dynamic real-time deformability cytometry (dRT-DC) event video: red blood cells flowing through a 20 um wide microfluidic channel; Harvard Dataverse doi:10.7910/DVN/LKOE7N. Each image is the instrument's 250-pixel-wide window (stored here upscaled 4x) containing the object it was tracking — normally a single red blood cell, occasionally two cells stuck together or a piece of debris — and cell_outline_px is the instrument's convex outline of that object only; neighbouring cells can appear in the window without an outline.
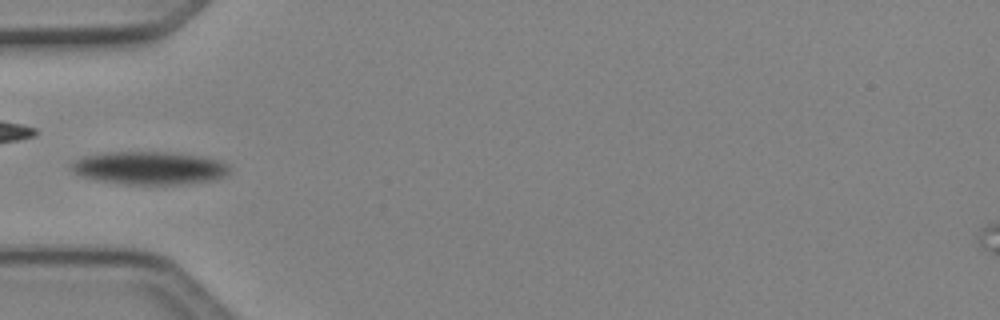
{"species": "Egyptian fruit bat (a non-hibernating species)", "species_latin": "Rousettus aegyptiacus", "temperature_condition": "cold", "stored_images_in_passage": 9, "camera_frame_rate_fps": 3000, "um_per_image_px": 0.085, "animal": {"sex": "female"}, "frame": {"image": 1, "passage_image": 4, "time_ms": 1.0, "image_size_px": [1000, 320], "cell_outline_px": [[232, 172], [216, 180], [192, 184], [124, 184], [96, 180], [80, 176], [72, 172], [68, 168], [68, 164], [72, 160], [80, 156], [108, 152], [172, 152], [200, 156], [220, 160], [228, 164]], "centroid_in_image_um": [12.67, 14.28], "position_along_channel_um": 72.3, "area_um2": 31.21}}
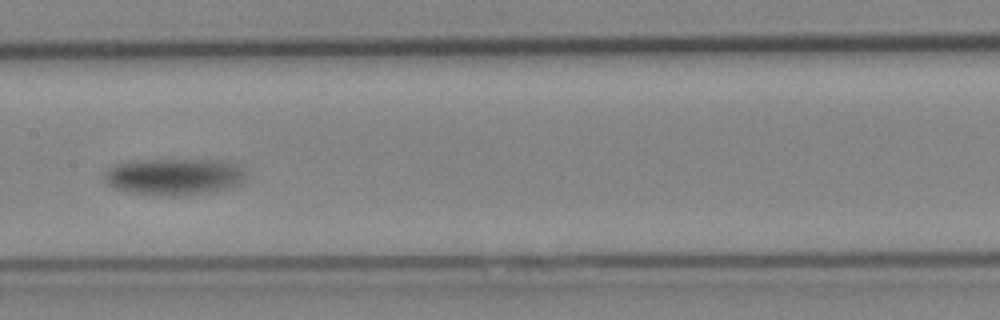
{"frame": {"image": 2, "passage_image": 7, "time_ms": 2.0, "image_size_px": [1000, 320], "cell_outline_px": [[244, 184], [228, 188], [188, 196], [168, 196], [132, 192], [112, 188], [108, 184], [108, 172], [116, 164], [132, 160], [220, 160], [232, 164], [240, 168], [244, 172]], "centroid_in_image_um": [14.85, 15.03], "position_along_channel_um": 192.5, "area_um2": 29.88}}
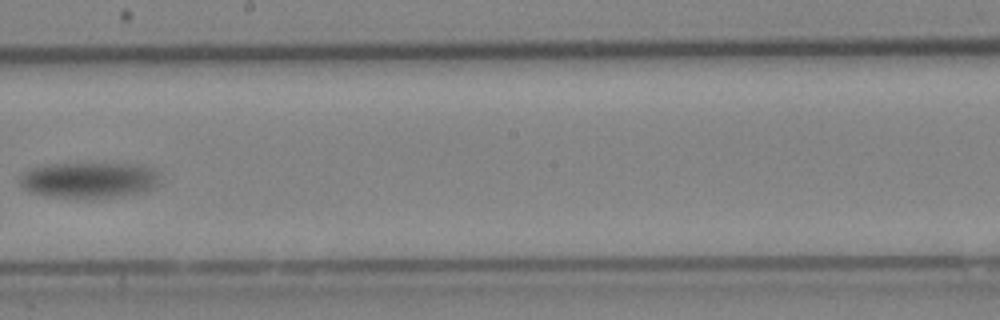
{"frame": {"image": 3, "passage_image": 8, "time_ms": 2.333, "image_size_px": [1000, 320], "cell_outline_px": [[156, 188], [148, 192], [92, 200], [88, 200], [48, 196], [28, 192], [20, 184], [20, 176], [24, 172], [32, 168], [48, 164], [144, 164], [152, 168], [156, 172]], "centroid_in_image_um": [7.58, 15.34], "position_along_channel_um": 240.6, "area_um2": 29.88}}